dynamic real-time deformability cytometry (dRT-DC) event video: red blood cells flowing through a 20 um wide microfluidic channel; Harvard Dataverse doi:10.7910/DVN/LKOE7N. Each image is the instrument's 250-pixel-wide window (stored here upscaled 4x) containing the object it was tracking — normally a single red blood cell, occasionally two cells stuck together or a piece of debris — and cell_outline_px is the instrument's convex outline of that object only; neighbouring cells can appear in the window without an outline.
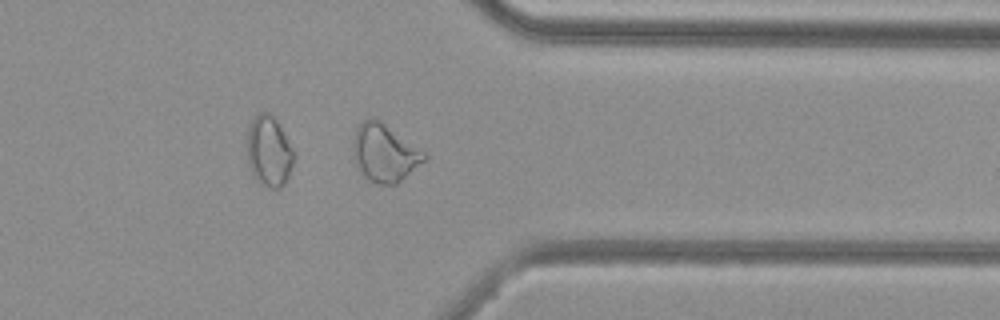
{"species": "common noctule bat (a hibernating species)", "species_latin": "Nyctalus noctula", "temperature_condition": "cold", "stored_images_in_passage": 48, "camera_frame_rate_fps": 3000, "um_per_image_px": 0.085, "animal": {"sex": "female", "body_mass_g": 29.2, "forearm_length_mm": 56.3}, "frame": {"image": 1, "passage_image": 41, "time_ms": 13.333, "image_size_px": [1000, 320], "cell_outline_px": [[428, 156], [424, 160], [396, 184], [380, 184], [368, 180], [364, 176], [356, 164], [352, 152], [356, 128], [368, 116], [372, 116], [380, 120], [424, 152]], "centroid_in_image_um": [32.65, 12.98], "position_along_channel_um": 378.8, "area_um2": 23.47}, "authors_computed_cell_mechanics": {"area_um2": 23.9581, "velocity_mm_per_s": 3.8401, "shape_relaxation_time_tau1_ms": null, "shape_relaxation_time_tau2_ms": 2.0492, "deformation_change_tau1": null, "deformation_change_tau2": 0.0956}}